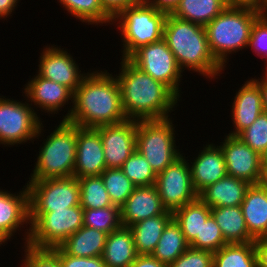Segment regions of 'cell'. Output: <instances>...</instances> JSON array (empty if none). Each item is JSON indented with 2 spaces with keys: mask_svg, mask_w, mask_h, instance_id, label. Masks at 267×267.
<instances>
[{
  "mask_svg": "<svg viewBox=\"0 0 267 267\" xmlns=\"http://www.w3.org/2000/svg\"><path fill=\"white\" fill-rule=\"evenodd\" d=\"M107 71L90 70L83 78L74 92L73 108L67 122L83 128H96L127 120L117 78Z\"/></svg>",
  "mask_w": 267,
  "mask_h": 267,
  "instance_id": "cell-1",
  "label": "cell"
},
{
  "mask_svg": "<svg viewBox=\"0 0 267 267\" xmlns=\"http://www.w3.org/2000/svg\"><path fill=\"white\" fill-rule=\"evenodd\" d=\"M116 74L127 119L152 120L171 117L179 97L163 82L153 79L128 58H122ZM170 112V113H169Z\"/></svg>",
  "mask_w": 267,
  "mask_h": 267,
  "instance_id": "cell-2",
  "label": "cell"
},
{
  "mask_svg": "<svg viewBox=\"0 0 267 267\" xmlns=\"http://www.w3.org/2000/svg\"><path fill=\"white\" fill-rule=\"evenodd\" d=\"M163 39L183 72L188 69L212 80L218 79L225 70L211 53L204 26L181 20L168 13Z\"/></svg>",
  "mask_w": 267,
  "mask_h": 267,
  "instance_id": "cell-3",
  "label": "cell"
},
{
  "mask_svg": "<svg viewBox=\"0 0 267 267\" xmlns=\"http://www.w3.org/2000/svg\"><path fill=\"white\" fill-rule=\"evenodd\" d=\"M261 11L248 7H226L205 26L214 58L226 68L229 55L248 49L250 33Z\"/></svg>",
  "mask_w": 267,
  "mask_h": 267,
  "instance_id": "cell-4",
  "label": "cell"
},
{
  "mask_svg": "<svg viewBox=\"0 0 267 267\" xmlns=\"http://www.w3.org/2000/svg\"><path fill=\"white\" fill-rule=\"evenodd\" d=\"M40 146L37 161L27 182L73 176L77 146V125L60 120Z\"/></svg>",
  "mask_w": 267,
  "mask_h": 267,
  "instance_id": "cell-5",
  "label": "cell"
},
{
  "mask_svg": "<svg viewBox=\"0 0 267 267\" xmlns=\"http://www.w3.org/2000/svg\"><path fill=\"white\" fill-rule=\"evenodd\" d=\"M167 15L145 0L118 12L112 25L118 22L116 26L123 37L122 58H129L141 46L161 40Z\"/></svg>",
  "mask_w": 267,
  "mask_h": 267,
  "instance_id": "cell-6",
  "label": "cell"
},
{
  "mask_svg": "<svg viewBox=\"0 0 267 267\" xmlns=\"http://www.w3.org/2000/svg\"><path fill=\"white\" fill-rule=\"evenodd\" d=\"M30 226L25 230L24 245L37 249L60 246L83 226V208L80 205L51 212H29Z\"/></svg>",
  "mask_w": 267,
  "mask_h": 267,
  "instance_id": "cell-7",
  "label": "cell"
},
{
  "mask_svg": "<svg viewBox=\"0 0 267 267\" xmlns=\"http://www.w3.org/2000/svg\"><path fill=\"white\" fill-rule=\"evenodd\" d=\"M171 119L172 117L138 120L137 123L136 149L145 157L156 174L183 154L176 145V131L173 127L175 125Z\"/></svg>",
  "mask_w": 267,
  "mask_h": 267,
  "instance_id": "cell-8",
  "label": "cell"
},
{
  "mask_svg": "<svg viewBox=\"0 0 267 267\" xmlns=\"http://www.w3.org/2000/svg\"><path fill=\"white\" fill-rule=\"evenodd\" d=\"M37 114L27 100L23 103L0 96V144L17 146L41 137L44 121Z\"/></svg>",
  "mask_w": 267,
  "mask_h": 267,
  "instance_id": "cell-9",
  "label": "cell"
},
{
  "mask_svg": "<svg viewBox=\"0 0 267 267\" xmlns=\"http://www.w3.org/2000/svg\"><path fill=\"white\" fill-rule=\"evenodd\" d=\"M26 185L29 212H51L80 205L79 180L74 176L47 178Z\"/></svg>",
  "mask_w": 267,
  "mask_h": 267,
  "instance_id": "cell-10",
  "label": "cell"
},
{
  "mask_svg": "<svg viewBox=\"0 0 267 267\" xmlns=\"http://www.w3.org/2000/svg\"><path fill=\"white\" fill-rule=\"evenodd\" d=\"M128 59L153 79L167 85L179 98L181 97L179 83L183 71L163 38L141 46Z\"/></svg>",
  "mask_w": 267,
  "mask_h": 267,
  "instance_id": "cell-11",
  "label": "cell"
},
{
  "mask_svg": "<svg viewBox=\"0 0 267 267\" xmlns=\"http://www.w3.org/2000/svg\"><path fill=\"white\" fill-rule=\"evenodd\" d=\"M188 157L183 154L156 176L155 187L167 211L174 212L195 201L198 194L193 188Z\"/></svg>",
  "mask_w": 267,
  "mask_h": 267,
  "instance_id": "cell-12",
  "label": "cell"
},
{
  "mask_svg": "<svg viewBox=\"0 0 267 267\" xmlns=\"http://www.w3.org/2000/svg\"><path fill=\"white\" fill-rule=\"evenodd\" d=\"M219 145L223 151L227 175L247 181L249 184L263 182L264 172L261 156L238 136L226 134Z\"/></svg>",
  "mask_w": 267,
  "mask_h": 267,
  "instance_id": "cell-13",
  "label": "cell"
},
{
  "mask_svg": "<svg viewBox=\"0 0 267 267\" xmlns=\"http://www.w3.org/2000/svg\"><path fill=\"white\" fill-rule=\"evenodd\" d=\"M137 123L138 120L127 119L95 128L102 139L107 168H121L136 150Z\"/></svg>",
  "mask_w": 267,
  "mask_h": 267,
  "instance_id": "cell-14",
  "label": "cell"
},
{
  "mask_svg": "<svg viewBox=\"0 0 267 267\" xmlns=\"http://www.w3.org/2000/svg\"><path fill=\"white\" fill-rule=\"evenodd\" d=\"M41 52L39 70L36 73L45 79L64 85L74 93L88 72L81 73L78 63L64 48L48 45Z\"/></svg>",
  "mask_w": 267,
  "mask_h": 267,
  "instance_id": "cell-15",
  "label": "cell"
},
{
  "mask_svg": "<svg viewBox=\"0 0 267 267\" xmlns=\"http://www.w3.org/2000/svg\"><path fill=\"white\" fill-rule=\"evenodd\" d=\"M23 90L25 94L23 97H25V99L27 98L26 100L30 105L33 106L34 109L38 107L41 111H45V113L49 112V116L50 114H57L59 110L62 111L61 108H64L66 104L68 105V101L71 100L70 109L65 116L63 115L62 119L67 120L71 114L74 93L64 85L36 74L25 84Z\"/></svg>",
  "mask_w": 267,
  "mask_h": 267,
  "instance_id": "cell-16",
  "label": "cell"
},
{
  "mask_svg": "<svg viewBox=\"0 0 267 267\" xmlns=\"http://www.w3.org/2000/svg\"><path fill=\"white\" fill-rule=\"evenodd\" d=\"M103 143L95 128L77 126V146L73 176H100L106 169Z\"/></svg>",
  "mask_w": 267,
  "mask_h": 267,
  "instance_id": "cell-17",
  "label": "cell"
},
{
  "mask_svg": "<svg viewBox=\"0 0 267 267\" xmlns=\"http://www.w3.org/2000/svg\"><path fill=\"white\" fill-rule=\"evenodd\" d=\"M15 193L0 189V239L6 244L23 225H30L27 185Z\"/></svg>",
  "mask_w": 267,
  "mask_h": 267,
  "instance_id": "cell-18",
  "label": "cell"
},
{
  "mask_svg": "<svg viewBox=\"0 0 267 267\" xmlns=\"http://www.w3.org/2000/svg\"><path fill=\"white\" fill-rule=\"evenodd\" d=\"M201 151V152H200ZM189 163L192 185L199 195L205 188L227 175L225 158L220 146L207 143Z\"/></svg>",
  "mask_w": 267,
  "mask_h": 267,
  "instance_id": "cell-19",
  "label": "cell"
},
{
  "mask_svg": "<svg viewBox=\"0 0 267 267\" xmlns=\"http://www.w3.org/2000/svg\"><path fill=\"white\" fill-rule=\"evenodd\" d=\"M120 208L124 227L167 212L155 185L135 187Z\"/></svg>",
  "mask_w": 267,
  "mask_h": 267,
  "instance_id": "cell-20",
  "label": "cell"
},
{
  "mask_svg": "<svg viewBox=\"0 0 267 267\" xmlns=\"http://www.w3.org/2000/svg\"><path fill=\"white\" fill-rule=\"evenodd\" d=\"M231 112L234 126L233 131L228 134L231 136H238L264 112L261 91L252 79L244 82L238 92L236 91Z\"/></svg>",
  "mask_w": 267,
  "mask_h": 267,
  "instance_id": "cell-21",
  "label": "cell"
},
{
  "mask_svg": "<svg viewBox=\"0 0 267 267\" xmlns=\"http://www.w3.org/2000/svg\"><path fill=\"white\" fill-rule=\"evenodd\" d=\"M249 234L254 238L267 236V187L251 184L241 204Z\"/></svg>",
  "mask_w": 267,
  "mask_h": 267,
  "instance_id": "cell-22",
  "label": "cell"
},
{
  "mask_svg": "<svg viewBox=\"0 0 267 267\" xmlns=\"http://www.w3.org/2000/svg\"><path fill=\"white\" fill-rule=\"evenodd\" d=\"M250 185L247 181L226 175L205 188L198 197L210 208L241 206Z\"/></svg>",
  "mask_w": 267,
  "mask_h": 267,
  "instance_id": "cell-23",
  "label": "cell"
},
{
  "mask_svg": "<svg viewBox=\"0 0 267 267\" xmlns=\"http://www.w3.org/2000/svg\"><path fill=\"white\" fill-rule=\"evenodd\" d=\"M137 256L133 233L129 227L122 226L107 235L102 254L106 267H129Z\"/></svg>",
  "mask_w": 267,
  "mask_h": 267,
  "instance_id": "cell-24",
  "label": "cell"
},
{
  "mask_svg": "<svg viewBox=\"0 0 267 267\" xmlns=\"http://www.w3.org/2000/svg\"><path fill=\"white\" fill-rule=\"evenodd\" d=\"M211 215L228 244L248 243L255 240L248 232L241 206L211 208Z\"/></svg>",
  "mask_w": 267,
  "mask_h": 267,
  "instance_id": "cell-25",
  "label": "cell"
},
{
  "mask_svg": "<svg viewBox=\"0 0 267 267\" xmlns=\"http://www.w3.org/2000/svg\"><path fill=\"white\" fill-rule=\"evenodd\" d=\"M173 218V213L167 211L139 221L129 228L132 230L136 253L138 255H151L160 240L164 228Z\"/></svg>",
  "mask_w": 267,
  "mask_h": 267,
  "instance_id": "cell-26",
  "label": "cell"
},
{
  "mask_svg": "<svg viewBox=\"0 0 267 267\" xmlns=\"http://www.w3.org/2000/svg\"><path fill=\"white\" fill-rule=\"evenodd\" d=\"M107 233L82 226L70 235L60 247L69 255L77 257L102 256Z\"/></svg>",
  "mask_w": 267,
  "mask_h": 267,
  "instance_id": "cell-27",
  "label": "cell"
},
{
  "mask_svg": "<svg viewBox=\"0 0 267 267\" xmlns=\"http://www.w3.org/2000/svg\"><path fill=\"white\" fill-rule=\"evenodd\" d=\"M226 7V0H180L170 14L205 27Z\"/></svg>",
  "mask_w": 267,
  "mask_h": 267,
  "instance_id": "cell-28",
  "label": "cell"
},
{
  "mask_svg": "<svg viewBox=\"0 0 267 267\" xmlns=\"http://www.w3.org/2000/svg\"><path fill=\"white\" fill-rule=\"evenodd\" d=\"M189 247V243L186 241L179 224L172 218L164 228L160 240L151 255L159 262L169 266Z\"/></svg>",
  "mask_w": 267,
  "mask_h": 267,
  "instance_id": "cell-29",
  "label": "cell"
},
{
  "mask_svg": "<svg viewBox=\"0 0 267 267\" xmlns=\"http://www.w3.org/2000/svg\"><path fill=\"white\" fill-rule=\"evenodd\" d=\"M210 215L211 208L199 197L173 212V218L179 224L189 244L196 236H200L202 225Z\"/></svg>",
  "mask_w": 267,
  "mask_h": 267,
  "instance_id": "cell-30",
  "label": "cell"
},
{
  "mask_svg": "<svg viewBox=\"0 0 267 267\" xmlns=\"http://www.w3.org/2000/svg\"><path fill=\"white\" fill-rule=\"evenodd\" d=\"M212 267H257L254 243L224 245L214 252Z\"/></svg>",
  "mask_w": 267,
  "mask_h": 267,
  "instance_id": "cell-31",
  "label": "cell"
},
{
  "mask_svg": "<svg viewBox=\"0 0 267 267\" xmlns=\"http://www.w3.org/2000/svg\"><path fill=\"white\" fill-rule=\"evenodd\" d=\"M58 1V0H57ZM73 17L88 25H112L113 17L103 8L100 0H59ZM108 23V24H107Z\"/></svg>",
  "mask_w": 267,
  "mask_h": 267,
  "instance_id": "cell-32",
  "label": "cell"
},
{
  "mask_svg": "<svg viewBox=\"0 0 267 267\" xmlns=\"http://www.w3.org/2000/svg\"><path fill=\"white\" fill-rule=\"evenodd\" d=\"M80 206L83 209H98L113 206L101 176L78 178Z\"/></svg>",
  "mask_w": 267,
  "mask_h": 267,
  "instance_id": "cell-33",
  "label": "cell"
},
{
  "mask_svg": "<svg viewBox=\"0 0 267 267\" xmlns=\"http://www.w3.org/2000/svg\"><path fill=\"white\" fill-rule=\"evenodd\" d=\"M83 226L111 233L121 228V208L113 205L106 208L83 209Z\"/></svg>",
  "mask_w": 267,
  "mask_h": 267,
  "instance_id": "cell-34",
  "label": "cell"
},
{
  "mask_svg": "<svg viewBox=\"0 0 267 267\" xmlns=\"http://www.w3.org/2000/svg\"><path fill=\"white\" fill-rule=\"evenodd\" d=\"M100 176L111 202L119 207L125 203L136 187L121 168H106Z\"/></svg>",
  "mask_w": 267,
  "mask_h": 267,
  "instance_id": "cell-35",
  "label": "cell"
},
{
  "mask_svg": "<svg viewBox=\"0 0 267 267\" xmlns=\"http://www.w3.org/2000/svg\"><path fill=\"white\" fill-rule=\"evenodd\" d=\"M121 169L136 187L155 185L157 174L137 149L123 163Z\"/></svg>",
  "mask_w": 267,
  "mask_h": 267,
  "instance_id": "cell-36",
  "label": "cell"
},
{
  "mask_svg": "<svg viewBox=\"0 0 267 267\" xmlns=\"http://www.w3.org/2000/svg\"><path fill=\"white\" fill-rule=\"evenodd\" d=\"M226 244L228 243L225 241L220 227L213 216L210 215L202 225L200 236H196L189 246L214 253Z\"/></svg>",
  "mask_w": 267,
  "mask_h": 267,
  "instance_id": "cell-37",
  "label": "cell"
},
{
  "mask_svg": "<svg viewBox=\"0 0 267 267\" xmlns=\"http://www.w3.org/2000/svg\"><path fill=\"white\" fill-rule=\"evenodd\" d=\"M238 137L261 155L267 148V113L262 112Z\"/></svg>",
  "mask_w": 267,
  "mask_h": 267,
  "instance_id": "cell-38",
  "label": "cell"
},
{
  "mask_svg": "<svg viewBox=\"0 0 267 267\" xmlns=\"http://www.w3.org/2000/svg\"><path fill=\"white\" fill-rule=\"evenodd\" d=\"M23 249L25 257L21 260V267H61L57 255L51 249H37L27 244Z\"/></svg>",
  "mask_w": 267,
  "mask_h": 267,
  "instance_id": "cell-39",
  "label": "cell"
},
{
  "mask_svg": "<svg viewBox=\"0 0 267 267\" xmlns=\"http://www.w3.org/2000/svg\"><path fill=\"white\" fill-rule=\"evenodd\" d=\"M248 47L263 59H267V12L262 13L254 22ZM265 64L267 63L264 62Z\"/></svg>",
  "mask_w": 267,
  "mask_h": 267,
  "instance_id": "cell-40",
  "label": "cell"
},
{
  "mask_svg": "<svg viewBox=\"0 0 267 267\" xmlns=\"http://www.w3.org/2000/svg\"><path fill=\"white\" fill-rule=\"evenodd\" d=\"M213 252L189 247L169 267H212Z\"/></svg>",
  "mask_w": 267,
  "mask_h": 267,
  "instance_id": "cell-41",
  "label": "cell"
},
{
  "mask_svg": "<svg viewBox=\"0 0 267 267\" xmlns=\"http://www.w3.org/2000/svg\"><path fill=\"white\" fill-rule=\"evenodd\" d=\"M57 255L61 267H106L102 256L77 257L67 254L60 246L51 248Z\"/></svg>",
  "mask_w": 267,
  "mask_h": 267,
  "instance_id": "cell-42",
  "label": "cell"
},
{
  "mask_svg": "<svg viewBox=\"0 0 267 267\" xmlns=\"http://www.w3.org/2000/svg\"><path fill=\"white\" fill-rule=\"evenodd\" d=\"M144 0H100L103 8L114 17L123 8L133 6L143 2Z\"/></svg>",
  "mask_w": 267,
  "mask_h": 267,
  "instance_id": "cell-43",
  "label": "cell"
},
{
  "mask_svg": "<svg viewBox=\"0 0 267 267\" xmlns=\"http://www.w3.org/2000/svg\"><path fill=\"white\" fill-rule=\"evenodd\" d=\"M226 4L228 7H248L267 12V0H226Z\"/></svg>",
  "mask_w": 267,
  "mask_h": 267,
  "instance_id": "cell-44",
  "label": "cell"
},
{
  "mask_svg": "<svg viewBox=\"0 0 267 267\" xmlns=\"http://www.w3.org/2000/svg\"><path fill=\"white\" fill-rule=\"evenodd\" d=\"M257 267H267V236L256 238L254 241Z\"/></svg>",
  "mask_w": 267,
  "mask_h": 267,
  "instance_id": "cell-45",
  "label": "cell"
},
{
  "mask_svg": "<svg viewBox=\"0 0 267 267\" xmlns=\"http://www.w3.org/2000/svg\"><path fill=\"white\" fill-rule=\"evenodd\" d=\"M129 267H169L159 262L152 255H138Z\"/></svg>",
  "mask_w": 267,
  "mask_h": 267,
  "instance_id": "cell-46",
  "label": "cell"
},
{
  "mask_svg": "<svg viewBox=\"0 0 267 267\" xmlns=\"http://www.w3.org/2000/svg\"><path fill=\"white\" fill-rule=\"evenodd\" d=\"M147 3L154 6L156 9L171 13L180 0H145Z\"/></svg>",
  "mask_w": 267,
  "mask_h": 267,
  "instance_id": "cell-47",
  "label": "cell"
},
{
  "mask_svg": "<svg viewBox=\"0 0 267 267\" xmlns=\"http://www.w3.org/2000/svg\"><path fill=\"white\" fill-rule=\"evenodd\" d=\"M20 0H0V19H6L9 16H12L11 13L16 9L17 3Z\"/></svg>",
  "mask_w": 267,
  "mask_h": 267,
  "instance_id": "cell-48",
  "label": "cell"
},
{
  "mask_svg": "<svg viewBox=\"0 0 267 267\" xmlns=\"http://www.w3.org/2000/svg\"><path fill=\"white\" fill-rule=\"evenodd\" d=\"M260 77L261 78L258 77V79H256L255 77L251 79L259 86L262 96L263 109L264 112L267 113V78L264 76Z\"/></svg>",
  "mask_w": 267,
  "mask_h": 267,
  "instance_id": "cell-49",
  "label": "cell"
},
{
  "mask_svg": "<svg viewBox=\"0 0 267 267\" xmlns=\"http://www.w3.org/2000/svg\"><path fill=\"white\" fill-rule=\"evenodd\" d=\"M261 166L263 172H267V148L261 153Z\"/></svg>",
  "mask_w": 267,
  "mask_h": 267,
  "instance_id": "cell-50",
  "label": "cell"
},
{
  "mask_svg": "<svg viewBox=\"0 0 267 267\" xmlns=\"http://www.w3.org/2000/svg\"><path fill=\"white\" fill-rule=\"evenodd\" d=\"M262 183L267 187V172L264 173V177H263V182Z\"/></svg>",
  "mask_w": 267,
  "mask_h": 267,
  "instance_id": "cell-51",
  "label": "cell"
},
{
  "mask_svg": "<svg viewBox=\"0 0 267 267\" xmlns=\"http://www.w3.org/2000/svg\"><path fill=\"white\" fill-rule=\"evenodd\" d=\"M265 70V72H263L264 74V77H266L267 78V63H266V68L264 69Z\"/></svg>",
  "mask_w": 267,
  "mask_h": 267,
  "instance_id": "cell-52",
  "label": "cell"
},
{
  "mask_svg": "<svg viewBox=\"0 0 267 267\" xmlns=\"http://www.w3.org/2000/svg\"><path fill=\"white\" fill-rule=\"evenodd\" d=\"M5 244L1 239H0V246Z\"/></svg>",
  "mask_w": 267,
  "mask_h": 267,
  "instance_id": "cell-53",
  "label": "cell"
}]
</instances>
